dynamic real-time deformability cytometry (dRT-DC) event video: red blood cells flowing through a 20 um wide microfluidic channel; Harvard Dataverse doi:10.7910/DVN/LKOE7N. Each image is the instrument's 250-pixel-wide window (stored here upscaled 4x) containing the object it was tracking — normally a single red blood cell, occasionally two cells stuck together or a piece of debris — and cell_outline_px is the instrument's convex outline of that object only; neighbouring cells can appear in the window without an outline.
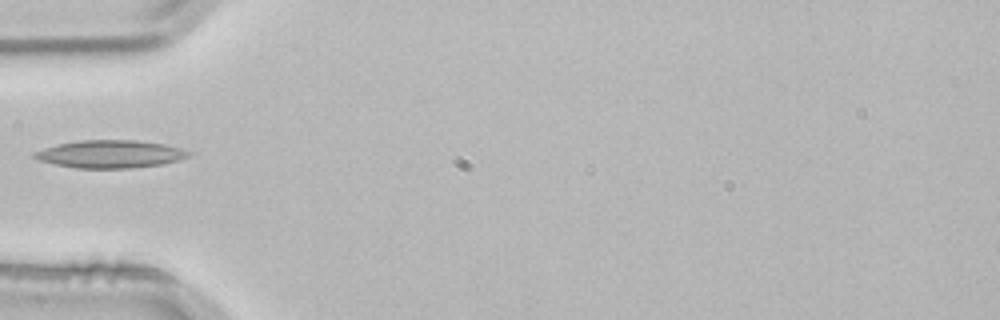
{"species": "common noctule bat (a hibernating species)", "species_latin": "Nyctalus noctula", "temperature_condition": "room temperature", "stored_images_in_passage": 2, "camera_frame_rate_fps": 3000, "um_per_image_px": 0.085, "animal": {"sex": "male", "body_mass_g": 21.5, "forearm_length_mm": 52.0}, "frame": {"image": 1, "passage_image": 2, "time_ms": 0.333, "image_size_px": [1000, 320], "cell_outline_px": [[192, 156], [164, 164], [132, 168], [76, 168], [56, 164], [40, 160], [32, 156], [32, 152], [56, 144], [80, 140], [136, 140], [164, 144], [180, 148], [192, 152]], "centroid_in_image_um": [9.4, 13.09], "position_along_channel_um": 75.6, "area_um2": 25.03}}